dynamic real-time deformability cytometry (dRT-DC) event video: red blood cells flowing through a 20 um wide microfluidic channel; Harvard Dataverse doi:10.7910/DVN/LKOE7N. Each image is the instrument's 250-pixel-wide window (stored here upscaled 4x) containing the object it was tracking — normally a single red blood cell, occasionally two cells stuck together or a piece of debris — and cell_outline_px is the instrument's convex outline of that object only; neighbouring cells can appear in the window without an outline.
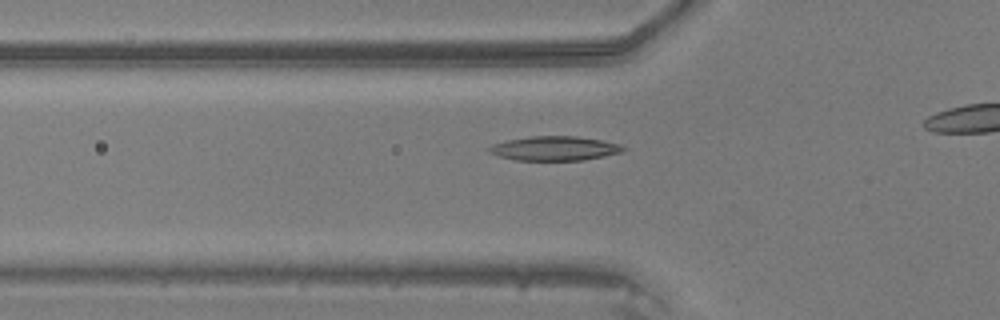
{"species": "common noctule bat (a hibernating species)", "species_latin": "Nyctalus noctula", "temperature_condition": "warm", "stored_images_in_passage": 32, "camera_frame_rate_fps": 3000, "um_per_image_px": 0.085, "animal": {"sex": "male", "body_mass_g": 20.5, "forearm_length_mm": 52.5}, "frame": {"image": 1, "passage_image": 9, "time_ms": 2.667, "image_size_px": [1000, 320], "cell_outline_px": [[628, 148], [620, 152], [604, 156], [584, 160], [516, 160], [500, 156], [488, 152], [488, 148], [492, 144], [508, 140], [532, 136], [576, 136], [600, 140], [620, 144]], "centroid_in_image_um": [47.15, 12.61], "position_along_channel_um": 78.7, "area_um2": 18.84}}
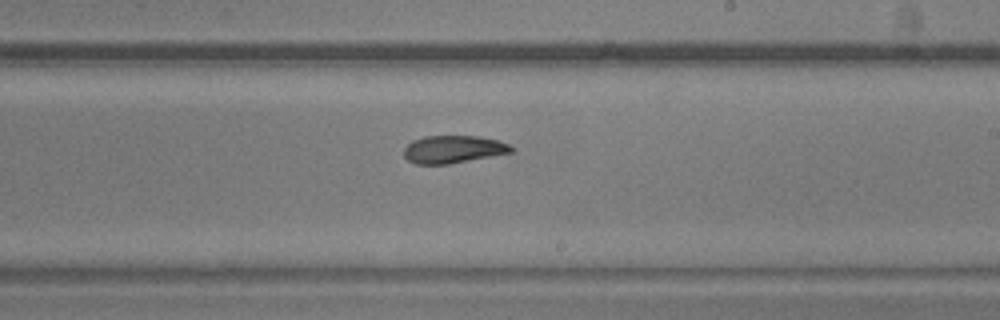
{"frame": {"image": 2, "passage_image": 21, "time_ms": 6.667, "image_size_px": [1000, 320], "cell_outline_px": [[516, 148], [512, 152], [448, 164], [416, 164], [408, 160], [404, 156], [404, 148], [412, 140], [424, 136], [480, 136], [496, 140], [508, 144]], "centroid_in_image_um": [38.51, 12.68], "position_along_channel_um": 250.5, "area_um2": 17.22}}
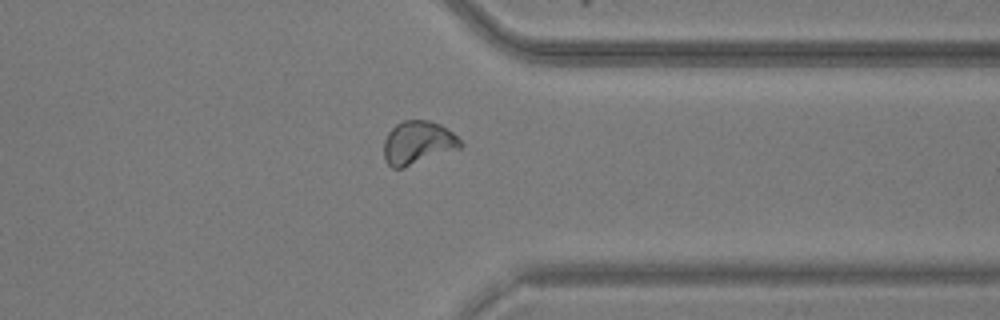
{"frame": {"image": 3, "passage_image": 30, "time_ms": 9.667, "image_size_px": [1000, 320], "cell_outline_px": [[464, 144], [460, 148], [404, 168], [392, 168], [384, 160], [384, 140], [388, 132], [396, 124], [404, 120], [428, 120], [440, 124], [452, 132]], "centroid_in_image_um": [35.5, 12.14], "position_along_channel_um": 375.9, "area_um2": 19.36}}